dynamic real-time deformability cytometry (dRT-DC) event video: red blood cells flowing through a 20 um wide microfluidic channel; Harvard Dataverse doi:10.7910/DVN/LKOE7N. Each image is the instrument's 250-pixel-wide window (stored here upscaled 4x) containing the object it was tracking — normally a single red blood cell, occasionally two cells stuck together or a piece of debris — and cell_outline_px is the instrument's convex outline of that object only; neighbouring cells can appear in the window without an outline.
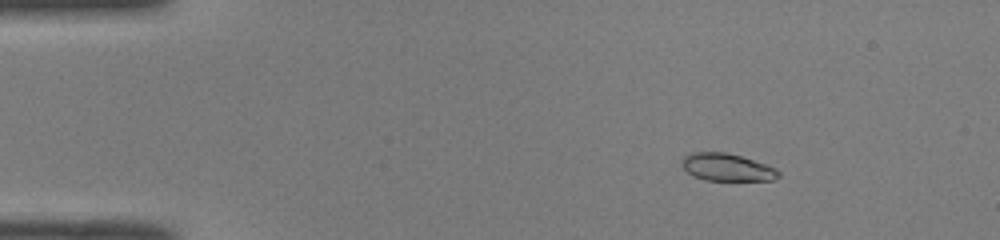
{"species": "common noctule bat (a hibernating species)", "species_latin": "Nyctalus noctula", "temperature_condition": "room temperature", "stored_images_in_passage": 44, "camera_frame_rate_fps": 3000, "um_per_image_px": 0.085, "animal": {"sex": "male", "body_mass_g": 19.0, "forearm_length_mm": 50.8}, "frame": {"image": 1, "passage_image": 1, "time_ms": 0.0, "image_size_px": [1000, 240], "cell_outline_px": [[780, 176], [772, 180], [704, 180], [692, 176], [684, 168], [684, 156], [692, 152], [724, 152], [740, 156], [776, 168], [780, 172]], "centroid_in_image_um": [61.8, 14.23], "position_along_channel_um": 23.2, "area_um2": 15.2}}
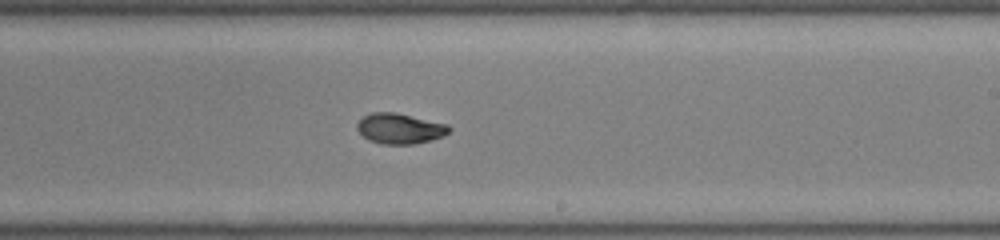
{"frame": {"image": 2, "passage_image": 24, "time_ms": 7.667, "image_size_px": [1000, 240], "cell_outline_px": [[452, 128], [444, 136], [432, 140], [412, 144], [380, 144], [368, 140], [356, 128], [356, 124], [364, 116], [372, 112], [396, 112], [448, 124]], "centroid_in_image_um": [34.0, 10.92], "position_along_channel_um": 255.0, "area_um2": 16.42}}
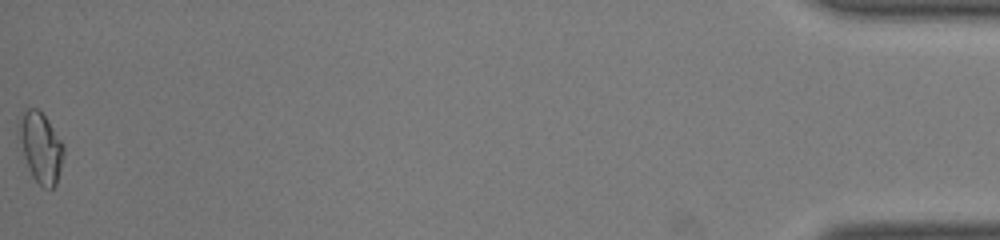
{"frame": {"image": 3, "passage_image": 44, "time_ms": 14.333, "image_size_px": [1000, 240], "cell_outline_px": [[64, 156], [56, 184], [52, 188], [44, 188], [32, 176], [28, 168], [16, 136], [20, 120], [24, 112], [28, 108], [36, 108], [48, 120], [64, 144]], "centroid_in_image_um": [3.45, 12.53], "position_along_channel_um": 431.8, "area_um2": 18.38}, "authors_computed_cell_mechanics": {"area_um2": 16.184, "velocity_mm_per_s": 4.085, "shape_relaxation_time_tau1_ms": 3.4643, "shape_relaxation_time_tau2_ms": 1.9339, "deformation_change_tau1": 0.1664, "deformation_change_tau2": 0.0424}}